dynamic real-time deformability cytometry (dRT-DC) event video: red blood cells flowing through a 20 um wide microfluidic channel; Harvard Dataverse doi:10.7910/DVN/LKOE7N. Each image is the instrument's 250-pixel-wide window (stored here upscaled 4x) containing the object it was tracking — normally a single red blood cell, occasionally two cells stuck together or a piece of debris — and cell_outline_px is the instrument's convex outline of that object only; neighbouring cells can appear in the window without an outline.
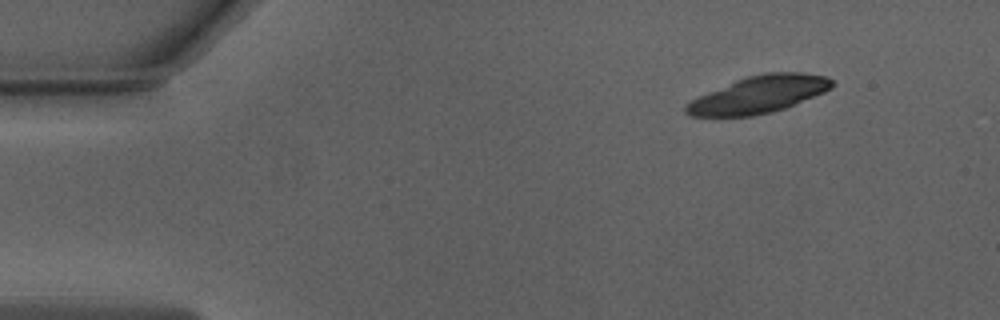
{"species": "Egyptian fruit bat (a non-hibernating species)", "species_latin": "Rousettus aegyptiacus", "temperature_condition": "warm", "stored_images_in_passage": 46, "camera_frame_rate_fps": 3000, "um_per_image_px": 0.085, "animal": {"sex": "male"}, "frame": {"image": 1, "passage_image": 1, "time_ms": 0.0, "image_size_px": [1000, 320], "cell_outline_px": [[836, 84], [832, 88], [824, 92], [784, 108], [772, 112], [752, 116], [692, 116], [684, 112], [684, 104], [708, 92], [736, 80], [748, 76], [764, 72], [804, 72], [828, 76]], "centroid_in_image_um": [64.53, 8.02], "position_along_channel_um": 20.5, "area_um2": 31.5}}
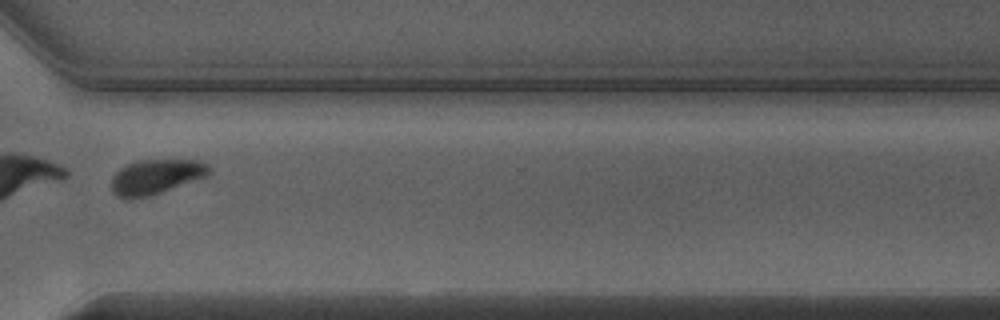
{"frame": {"image": 2, "passage_image": 34, "time_ms": 11.0, "image_size_px": [1000, 320], "cell_outline_px": [[212, 172], [208, 176], [148, 196], [132, 200], [124, 200], [116, 196], [112, 192], [112, 176], [120, 168], [136, 160], [200, 160], [208, 164], [212, 168]], "centroid_in_image_um": [13.25, 15.03], "position_along_channel_um": 357.3, "area_um2": 20.11}, "authors_computed_cell_mechanics": {"area_um2": 22.6865, "velocity_mm_per_s": 3.9696, "shape_relaxation_time_tau1_ms": 1.0057, "shape_relaxation_time_tau2_ms": null, "deformation_change_tau1": 0.2959, "deformation_change_tau2": null}}